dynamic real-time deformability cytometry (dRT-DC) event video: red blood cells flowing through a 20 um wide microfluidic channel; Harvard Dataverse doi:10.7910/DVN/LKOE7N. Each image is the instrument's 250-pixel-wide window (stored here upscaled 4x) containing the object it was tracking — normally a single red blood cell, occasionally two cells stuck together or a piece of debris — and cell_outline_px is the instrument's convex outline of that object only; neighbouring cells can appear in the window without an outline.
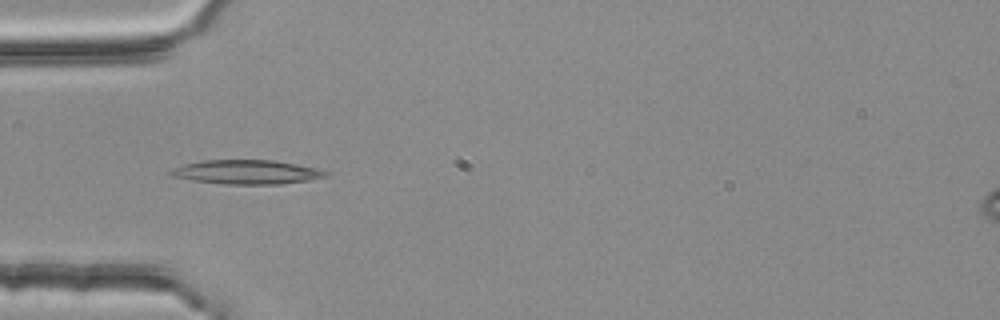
{"species": "common noctule bat (a hibernating species)", "species_latin": "Nyctalus noctula", "temperature_condition": "room temperature", "stored_images_in_passage": 4, "camera_frame_rate_fps": 3000, "um_per_image_px": 0.085, "animal": {"sex": "female", "body_mass_g": 25.1}, "frame": {"image": 1, "passage_image": 4, "time_ms": 1.0, "image_size_px": [1000, 320], "cell_outline_px": [[332, 172], [328, 176], [308, 180], [280, 184], [224, 184], [196, 180], [172, 176], [164, 172], [172, 168], [184, 164], [200, 160], [272, 160], [296, 164], [316, 168]], "centroid_in_image_um": [20.96, 14.62], "position_along_channel_um": 64.0, "area_um2": 21.85}}